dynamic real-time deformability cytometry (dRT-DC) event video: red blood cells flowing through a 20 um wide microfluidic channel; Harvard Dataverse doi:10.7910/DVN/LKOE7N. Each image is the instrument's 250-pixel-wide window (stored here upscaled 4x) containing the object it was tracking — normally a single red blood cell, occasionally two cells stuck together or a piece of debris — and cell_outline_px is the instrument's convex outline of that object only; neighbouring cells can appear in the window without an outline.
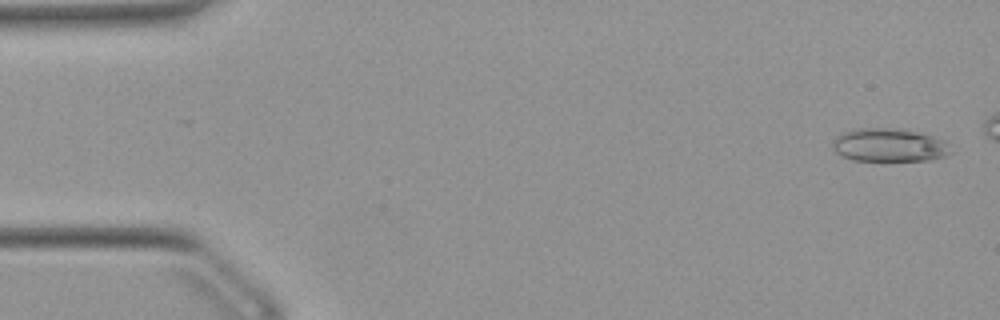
{"species": "Egyptian fruit bat (a non-hibernating species)", "species_latin": "Rousettus aegyptiacus", "temperature_condition": "warm", "stored_images_in_passage": 44, "camera_frame_rate_fps": 3000, "um_per_image_px": 0.085, "animal": {"sex": "female"}, "frame": {"image": 1, "passage_image": 1, "time_ms": 0.0, "image_size_px": [1000, 320], "cell_outline_px": [[956, 152], [944, 156], [928, 160], [852, 160], [840, 156], [832, 148], [832, 140], [840, 132], [852, 128], [888, 128], [916, 132], [932, 136], [944, 140], [952, 144]], "centroid_in_image_um": [75.58, 12.33], "position_along_channel_um": 9.4, "area_um2": 23.29}}
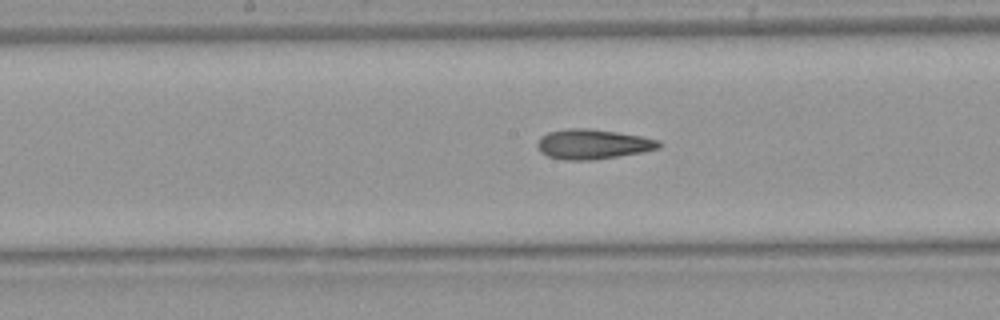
{"frame": {"image": 2, "passage_image": 25, "time_ms": 8.0, "image_size_px": [1000, 320], "cell_outline_px": [[664, 144], [660, 148], [644, 152], [592, 160], [564, 160], [548, 156], [540, 152], [536, 144], [540, 136], [548, 132], [568, 128], [588, 128], [616, 132], [640, 136], [660, 140]], "centroid_in_image_um": [50.4, 12.25], "position_along_channel_um": 197.8, "area_um2": 21.33}}
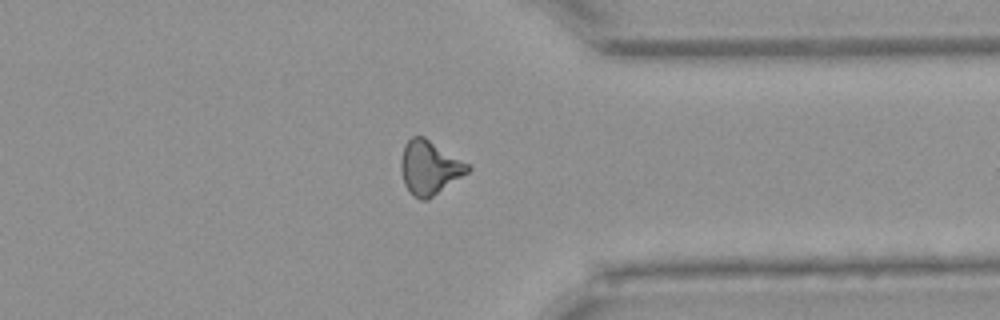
{"frame": {"image": 3, "passage_image": 39, "time_ms": 12.667, "image_size_px": [1000, 320], "cell_outline_px": [[472, 168], [468, 172], [428, 200], [420, 200], [412, 196], [408, 192], [404, 184], [400, 172], [400, 160], [404, 144], [412, 136], [424, 136], [472, 164]], "centroid_in_image_um": [36.51, 14.24], "position_along_channel_um": 374.9, "area_um2": 21.56}, "authors_computed_cell_mechanics": {"area_um2": 21.2704, "velocity_mm_per_s": 3.9274, "shape_relaxation_time_tau1_ms": null, "shape_relaxation_time_tau2_ms": 5.3684, "deformation_change_tau1": null, "deformation_change_tau2": 0.1551}}